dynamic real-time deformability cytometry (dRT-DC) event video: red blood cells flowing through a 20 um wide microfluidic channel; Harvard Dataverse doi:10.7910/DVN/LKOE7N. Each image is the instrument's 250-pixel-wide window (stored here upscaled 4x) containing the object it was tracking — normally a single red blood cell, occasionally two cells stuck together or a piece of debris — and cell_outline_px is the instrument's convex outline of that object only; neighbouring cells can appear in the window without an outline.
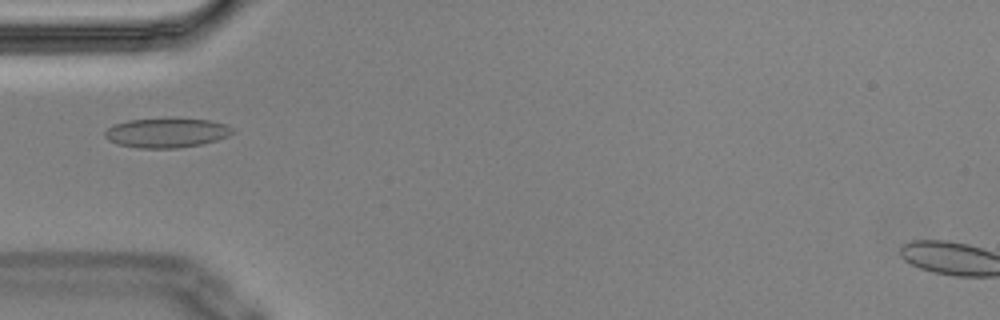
{"species": "Egyptian fruit bat (a non-hibernating species)", "species_latin": "Rousettus aegyptiacus", "temperature_condition": "cold", "stored_images_in_passage": 7, "camera_frame_rate_fps": 3000, "um_per_image_px": 0.085, "animal": {"sex": "male"}, "frame": {"image": 1, "passage_image": 5, "time_ms": 1.333, "image_size_px": [1000, 320], "cell_outline_px": [[236, 132], [228, 136], [216, 140], [200, 144], [176, 148], [136, 148], [116, 144], [108, 140], [104, 136], [104, 132], [112, 124], [128, 120], [208, 120], [228, 124]], "centroid_in_image_um": [14.13, 11.31], "position_along_channel_um": 70.9, "area_um2": 21.62}}